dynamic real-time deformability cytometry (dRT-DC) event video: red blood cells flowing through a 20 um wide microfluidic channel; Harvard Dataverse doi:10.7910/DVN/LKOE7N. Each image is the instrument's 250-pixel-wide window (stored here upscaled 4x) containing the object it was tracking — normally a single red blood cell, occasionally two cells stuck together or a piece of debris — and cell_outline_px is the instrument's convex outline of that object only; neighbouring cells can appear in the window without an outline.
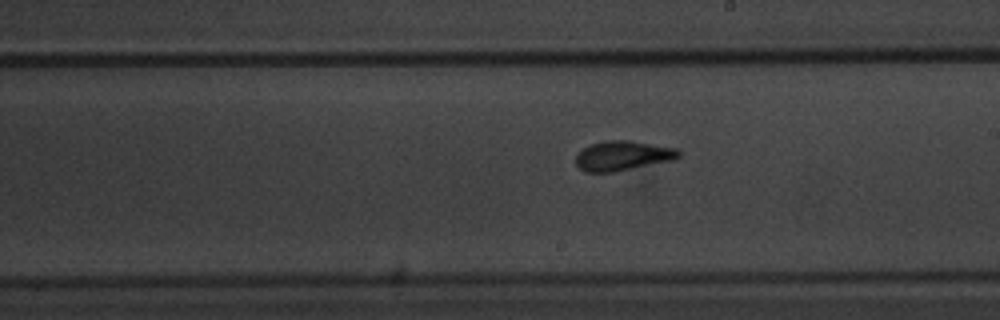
{"species": "common noctule bat (a hibernating species)", "species_latin": "Nyctalus noctula", "temperature_condition": "warm", "stored_images_in_passage": 28, "camera_frame_rate_fps": 3000, "um_per_image_px": 0.085, "animal": {"sex": "male", "body_mass_g": 20.1, "forearm_length_mm": 53.5}, "frame": {"image": 1, "passage_image": 16, "time_ms": 5.0, "image_size_px": [1000, 320], "cell_outline_px": [[680, 156], [676, 160], [612, 172], [584, 172], [576, 164], [576, 156], [588, 144], [608, 140], [628, 140], [680, 148]], "centroid_in_image_um": [52.98, 13.23], "position_along_channel_um": 236.0, "area_um2": 17.98}}